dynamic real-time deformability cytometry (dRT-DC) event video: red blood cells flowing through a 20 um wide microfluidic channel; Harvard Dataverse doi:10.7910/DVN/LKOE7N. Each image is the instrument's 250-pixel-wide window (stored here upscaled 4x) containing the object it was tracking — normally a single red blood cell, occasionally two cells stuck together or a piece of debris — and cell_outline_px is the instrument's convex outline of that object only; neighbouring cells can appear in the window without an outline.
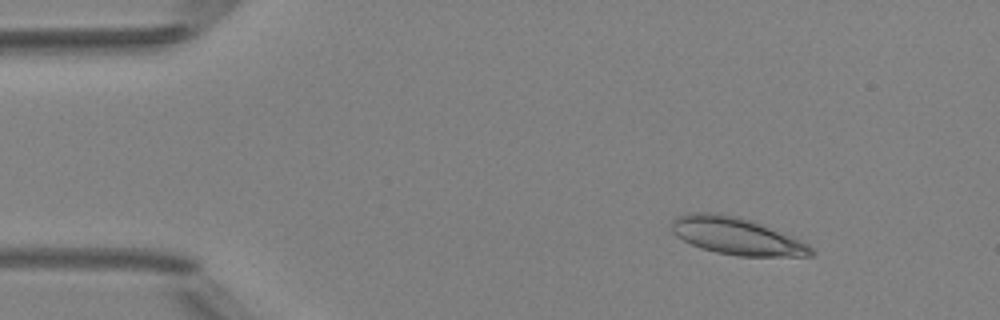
{"species": "Egyptian fruit bat (a non-hibernating species)", "species_latin": "Rousettus aegyptiacus", "temperature_condition": "room temperature", "stored_images_in_passage": 5, "camera_frame_rate_fps": 3000, "um_per_image_px": 0.085, "animal": {"sex": "female"}, "frame": {"image": 1, "passage_image": 2, "time_ms": 1.0, "image_size_px": [1000, 320], "cell_outline_px": [[816, 252], [812, 256], [736, 256], [716, 252], [700, 248], [676, 236], [672, 232], [672, 220], [688, 212], [716, 212], [736, 216], [752, 220], [792, 236], [808, 244]], "centroid_in_image_um": [62.62, 20.06], "position_along_channel_um": 22.4, "area_um2": 30.29}}
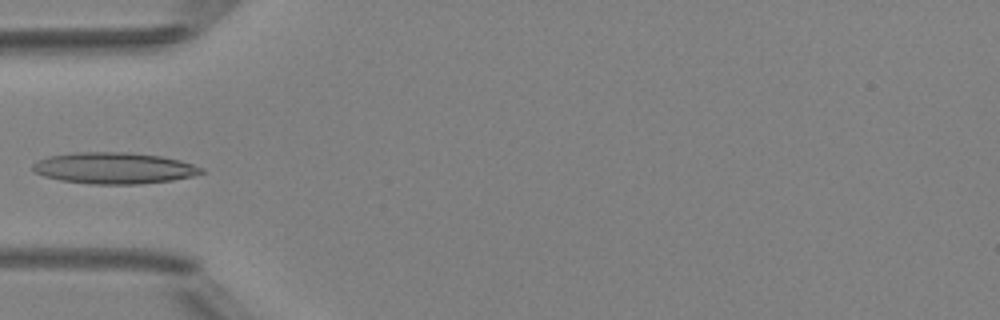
{"frame": {"image": 2, "passage_image": 5, "time_ms": 4.333, "image_size_px": [1000, 320], "cell_outline_px": [[204, 172], [192, 176], [172, 180], [140, 184], [92, 184], [60, 180], [44, 176], [32, 172], [32, 164], [48, 156], [76, 152], [128, 152], [160, 156], [180, 160], [204, 168]], "centroid_in_image_um": [9.68, 14.29], "position_along_channel_um": 75.3, "area_um2": 30.81}}